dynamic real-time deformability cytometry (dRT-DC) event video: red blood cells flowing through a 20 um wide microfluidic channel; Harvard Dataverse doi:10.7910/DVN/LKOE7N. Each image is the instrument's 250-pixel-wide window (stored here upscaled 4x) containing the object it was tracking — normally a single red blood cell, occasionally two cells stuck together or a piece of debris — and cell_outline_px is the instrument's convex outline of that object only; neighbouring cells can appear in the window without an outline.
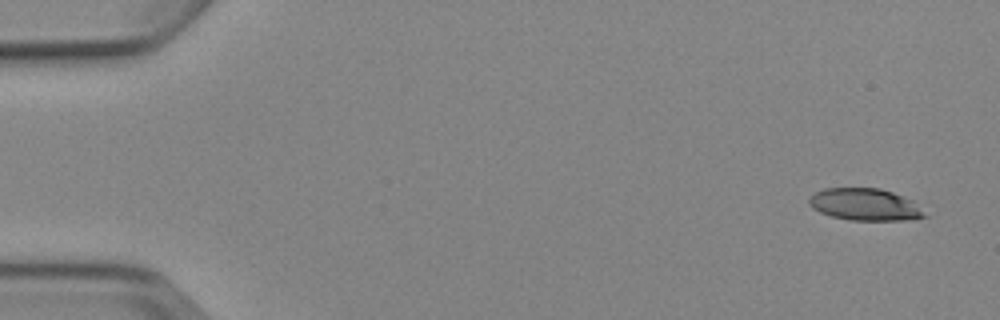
{"species": "Egyptian fruit bat (a non-hibernating species)", "species_latin": "Rousettus aegyptiacus", "temperature_condition": "cold", "stored_images_in_passage": 5, "camera_frame_rate_fps": 3000, "um_per_image_px": 0.085, "animal": {"sex": "female"}, "frame": {"image": 1, "passage_image": 1, "time_ms": 0.0, "image_size_px": [1000, 320], "cell_outline_px": [[928, 216], [916, 220], [848, 220], [832, 216], [820, 212], [812, 208], [808, 204], [808, 200], [816, 192], [824, 188], [880, 188], [904, 196], [912, 200]], "centroid_in_image_um": [73.54, 17.39], "position_along_channel_um": 11.5, "area_um2": 21.68}}